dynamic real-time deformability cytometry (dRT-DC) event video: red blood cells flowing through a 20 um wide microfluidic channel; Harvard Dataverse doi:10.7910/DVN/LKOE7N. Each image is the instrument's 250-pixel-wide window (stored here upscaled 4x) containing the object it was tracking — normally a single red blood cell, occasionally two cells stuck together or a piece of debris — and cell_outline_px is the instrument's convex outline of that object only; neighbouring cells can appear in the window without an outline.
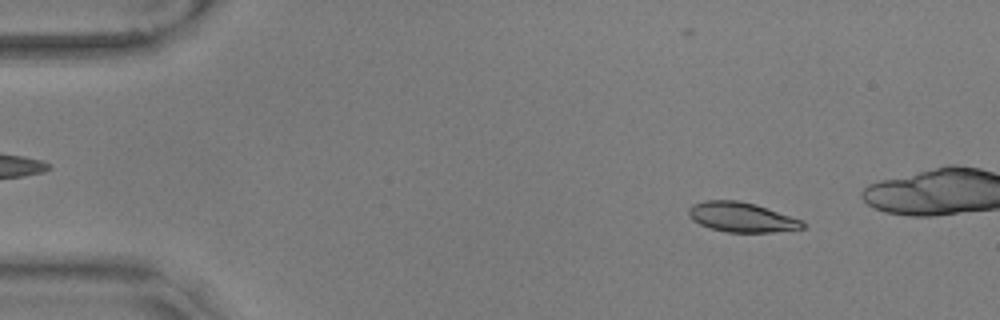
{"species": "common noctule bat (a hibernating species)", "species_latin": "Nyctalus noctula", "temperature_condition": "warm", "stored_images_in_passage": 57, "camera_frame_rate_fps": 3000, "um_per_image_px": 0.085, "animal": {"sex": "male", "body_mass_g": 17.9, "forearm_length_mm": 54.2}, "frame": {"image": 1, "passage_image": 7, "time_ms": 2.0, "image_size_px": [1000, 320], "cell_outline_px": [[808, 224], [804, 228], [772, 232], [728, 232], [712, 228], [700, 224], [692, 220], [688, 216], [688, 208], [692, 204], [704, 200], [736, 200], [756, 204], [804, 220]], "centroid_in_image_um": [63.06, 18.45], "position_along_channel_um": 21.9, "area_um2": 19.94}}
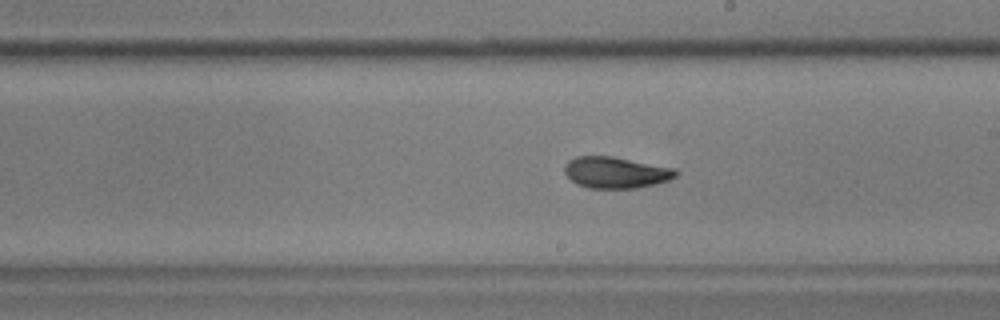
{"frame": {"image": 2, "passage_image": 32, "time_ms": 10.333, "image_size_px": [1000, 320], "cell_outline_px": [[680, 172], [676, 176], [668, 180], [636, 188], [588, 188], [576, 184], [564, 172], [564, 164], [568, 160], [576, 156], [612, 156], [676, 168]], "centroid_in_image_um": [52.33, 14.65], "position_along_channel_um": 236.7, "area_um2": 20.4}}
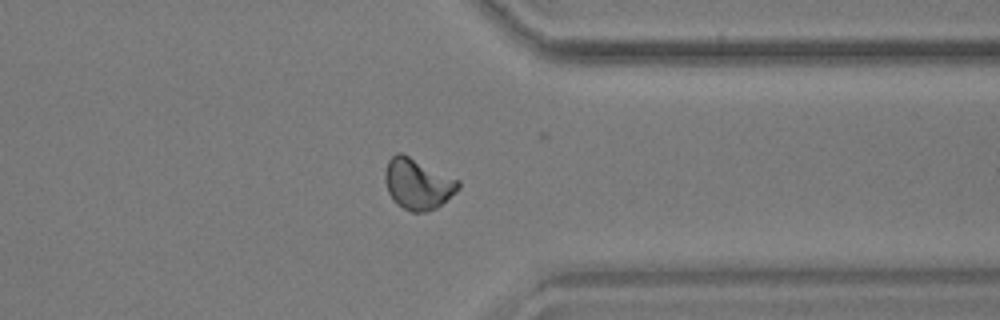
{"frame": {"image": 3, "passage_image": 44, "time_ms": 14.333, "image_size_px": [1000, 320], "cell_outline_px": [[460, 188], [456, 192], [436, 208], [428, 212], [412, 212], [396, 204], [392, 200], [388, 192], [384, 180], [384, 172], [388, 160], [396, 152], [400, 152], [460, 180]], "centroid_in_image_um": [35.49, 15.64], "position_along_channel_um": 375.9, "area_um2": 21.79}, "authors_computed_cell_mechanics": {"area_um2": 20.1722, "velocity_mm_per_s": 3.5696, "shape_relaxation_time_tau1_ms": 8.1462, "shape_relaxation_time_tau2_ms": 1.819, "deformation_change_tau1": 0.1935, "deformation_change_tau2": 0.0676}}